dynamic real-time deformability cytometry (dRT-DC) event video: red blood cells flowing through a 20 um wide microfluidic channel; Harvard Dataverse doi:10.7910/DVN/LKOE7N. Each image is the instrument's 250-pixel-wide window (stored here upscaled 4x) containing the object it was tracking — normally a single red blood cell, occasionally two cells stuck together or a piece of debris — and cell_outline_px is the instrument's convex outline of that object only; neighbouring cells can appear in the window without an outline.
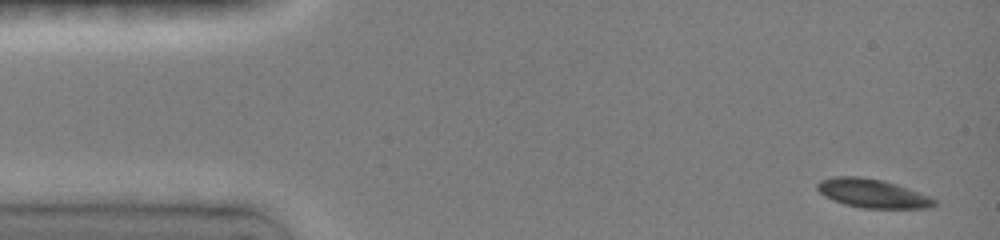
{"species": "common noctule bat (a hibernating species)", "species_latin": "Nyctalus noctula", "temperature_condition": "room temperature", "stored_images_in_passage": 30, "camera_frame_rate_fps": 3000, "um_per_image_px": 0.085, "animal": {"sex": "female", "body_mass_g": 19.0, "forearm_length_mm": 51.5}, "frame": {"image": 1, "passage_image": 1, "time_ms": 0.0, "image_size_px": [1000, 240], "cell_outline_px": [[936, 204], [932, 208], [860, 208], [844, 204], [824, 196], [816, 188], [816, 184], [820, 180], [832, 176], [860, 176], [884, 180], [896, 184], [928, 196], [936, 200]], "centroid_in_image_um": [74.12, 16.43], "position_along_channel_um": 10.9, "area_um2": 19.65}}
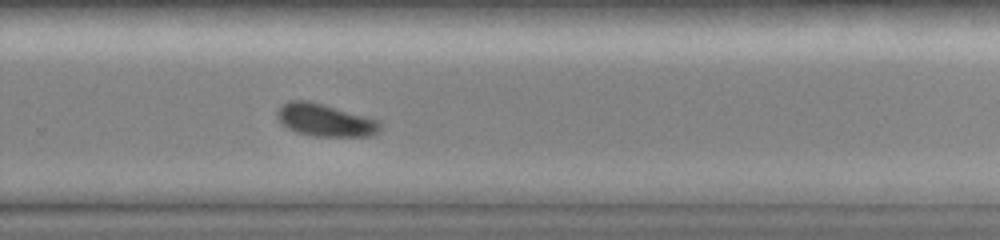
{"frame": {"image": 2, "passage_image": 19, "time_ms": 10.0, "image_size_px": [1000, 240], "cell_outline_px": [[384, 124], [372, 136], [312, 136], [296, 132], [280, 124], [276, 116], [276, 112], [284, 104], [292, 100], [308, 100], [380, 120]], "centroid_in_image_um": [27.64, 10.22], "position_along_channel_um": 302.2, "area_um2": 19.54}}
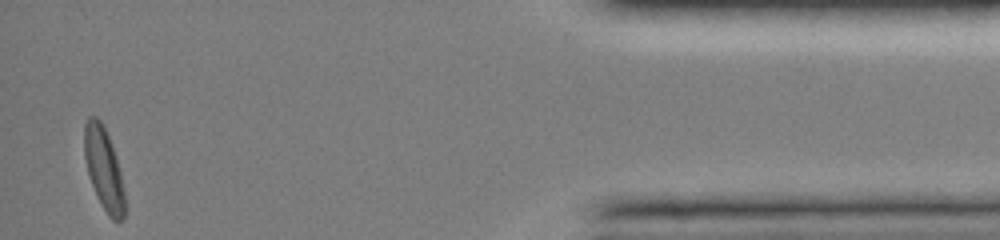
{"frame": {"image": 3, "passage_image": 30, "time_ms": 14.667, "image_size_px": [1000, 240], "cell_outline_px": [[124, 220], [112, 220], [108, 216], [92, 184], [88, 172], [84, 156], [84, 124], [88, 116], [96, 116], [100, 120], [112, 144], [120, 172], [124, 192]], "centroid_in_image_um": [8.81, 14.31], "position_along_channel_um": 426.4, "area_um2": 18.96}, "authors_computed_cell_mechanics": {"area_um2": 19.8254, "velocity_mm_per_s": 3.9785, "shape_relaxation_time_tau1_ms": 2.7586, "shape_relaxation_time_tau2_ms": null, "deformation_change_tau1": 0.1047, "deformation_change_tau2": null}}